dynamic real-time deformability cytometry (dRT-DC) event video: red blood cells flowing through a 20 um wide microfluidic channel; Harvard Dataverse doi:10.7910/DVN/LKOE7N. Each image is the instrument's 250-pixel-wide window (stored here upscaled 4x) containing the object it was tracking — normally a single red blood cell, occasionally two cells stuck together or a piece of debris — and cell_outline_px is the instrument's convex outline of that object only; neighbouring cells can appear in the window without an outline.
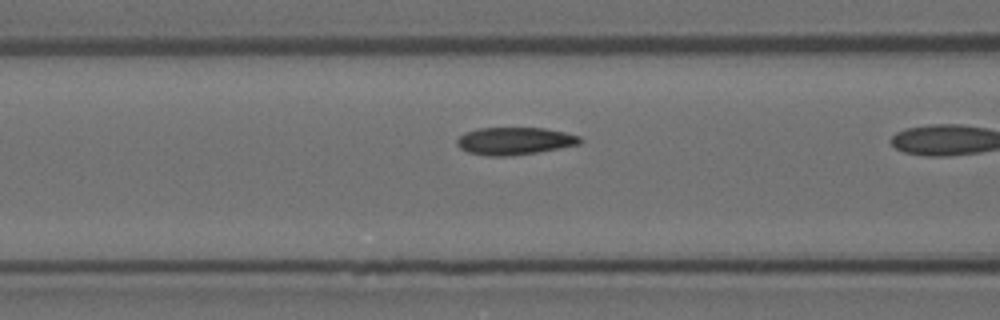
{"species": "Egyptian fruit bat (a non-hibernating species)", "species_latin": "Rousettus aegyptiacus", "temperature_condition": "room temperature", "stored_images_in_passage": 14, "camera_frame_rate_fps": 3000, "um_per_image_px": 0.085, "animal": {"sex": "female"}, "frame": {"image": 1, "passage_image": 10, "time_ms": 3.0, "image_size_px": [1000, 320], "cell_outline_px": [[584, 140], [580, 144], [560, 148], [536, 152], [508, 156], [488, 156], [468, 152], [460, 148], [456, 144], [456, 140], [464, 132], [476, 128], [544, 128], [564, 132], [580, 136]], "centroid_in_image_um": [43.73, 11.98], "position_along_channel_um": 122.9, "area_um2": 19.77}}